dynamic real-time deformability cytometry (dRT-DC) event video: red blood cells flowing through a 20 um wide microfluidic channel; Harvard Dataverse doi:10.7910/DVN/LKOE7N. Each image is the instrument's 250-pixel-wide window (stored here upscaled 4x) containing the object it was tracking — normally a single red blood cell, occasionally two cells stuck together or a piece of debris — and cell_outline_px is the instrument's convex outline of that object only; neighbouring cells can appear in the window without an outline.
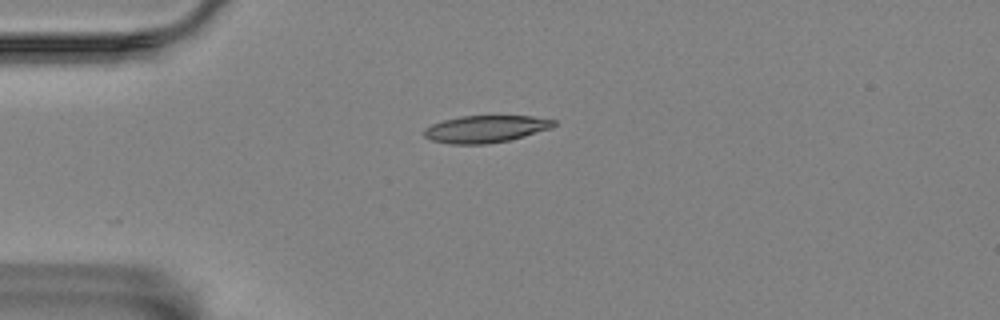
{"species": "Egyptian fruit bat (a non-hibernating species)", "species_latin": "Rousettus aegyptiacus", "temperature_condition": "room temperature", "stored_images_in_passage": 37, "camera_frame_rate_fps": 3000, "um_per_image_px": 0.085, "animal": {"sex": "female"}, "frame": {"image": 1, "passage_image": 2, "time_ms": 0.333, "image_size_px": [1000, 320], "cell_outline_px": [[556, 124], [552, 128], [524, 136], [508, 140], [488, 144], [448, 144], [432, 140], [424, 136], [424, 128], [432, 124], [444, 120], [460, 116], [532, 116], [556, 120]], "centroid_in_image_um": [41.28, 10.96], "position_along_channel_um": 43.7, "area_um2": 20.52}}
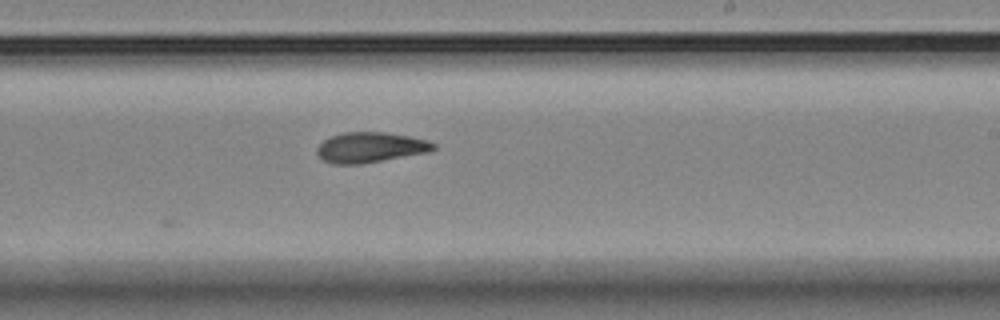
{"frame": {"image": 2, "passage_image": 22, "time_ms": 7.0, "image_size_px": [1000, 320], "cell_outline_px": [[436, 148], [428, 152], [360, 164], [332, 164], [324, 160], [316, 152], [316, 148], [324, 140], [332, 136], [344, 132], [384, 132], [408, 136], [428, 140], [436, 144]], "centroid_in_image_um": [31.48, 12.52], "position_along_channel_um": 257.5, "area_um2": 20.4}}
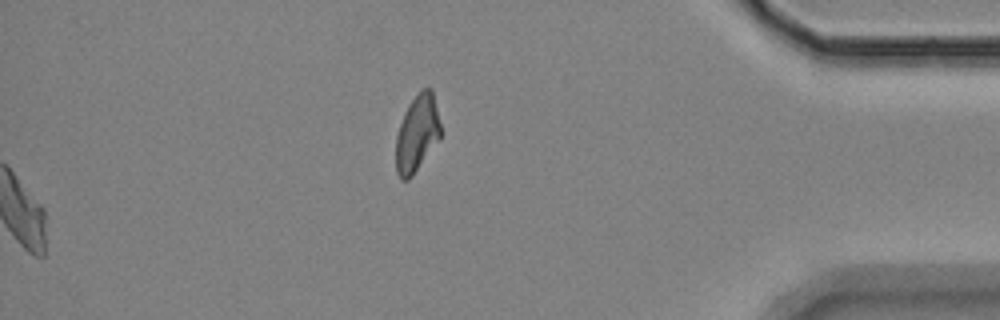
{"frame": {"image": 3, "passage_image": 37, "time_ms": 12.0, "image_size_px": [1000, 320], "cell_outline_px": [[440, 140], [412, 176], [408, 180], [400, 180], [396, 172], [396, 136], [404, 112], [408, 104], [424, 88], [432, 88], [440, 124]], "centroid_in_image_um": [35.44, 11.38], "position_along_channel_um": 399.8, "area_um2": 20.0}, "authors_computed_cell_mechanics": {"area_um2": 20.6346, "velocity_mm_per_s": 3.5155, "shape_relaxation_time_tau1_ms": null, "shape_relaxation_time_tau2_ms": 5.3409, "deformation_change_tau1": null, "deformation_change_tau2": 0.1213}}